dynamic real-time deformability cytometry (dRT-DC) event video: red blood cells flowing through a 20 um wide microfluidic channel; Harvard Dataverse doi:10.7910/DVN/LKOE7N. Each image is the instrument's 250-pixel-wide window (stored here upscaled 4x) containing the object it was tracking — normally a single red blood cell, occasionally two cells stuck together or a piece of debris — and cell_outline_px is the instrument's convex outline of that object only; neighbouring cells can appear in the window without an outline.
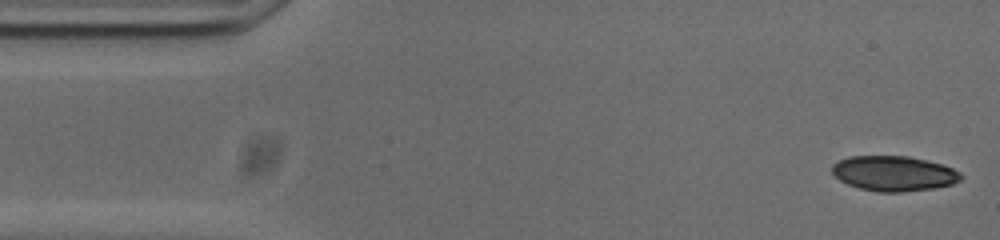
{"species": "common noctule bat (a hibernating species)", "species_latin": "Nyctalus noctula", "temperature_condition": "cold", "stored_images_in_passage": 9, "camera_frame_rate_fps": 3000, "um_per_image_px": 0.085, "animal": {"sex": "male", "body_mass_g": 20.0, "forearm_length_mm": 53.3}, "frame": {"image": 1, "passage_image": 1, "time_ms": 0.0, "image_size_px": [1000, 240], "cell_outline_px": [[964, 176], [960, 180], [952, 184], [932, 188], [900, 192], [876, 192], [860, 188], [848, 184], [840, 180], [832, 172], [832, 164], [848, 156], [908, 156], [940, 164], [952, 168], [960, 172]], "centroid_in_image_um": [75.96, 14.74], "position_along_channel_um": 9.0, "area_um2": 26.18}}